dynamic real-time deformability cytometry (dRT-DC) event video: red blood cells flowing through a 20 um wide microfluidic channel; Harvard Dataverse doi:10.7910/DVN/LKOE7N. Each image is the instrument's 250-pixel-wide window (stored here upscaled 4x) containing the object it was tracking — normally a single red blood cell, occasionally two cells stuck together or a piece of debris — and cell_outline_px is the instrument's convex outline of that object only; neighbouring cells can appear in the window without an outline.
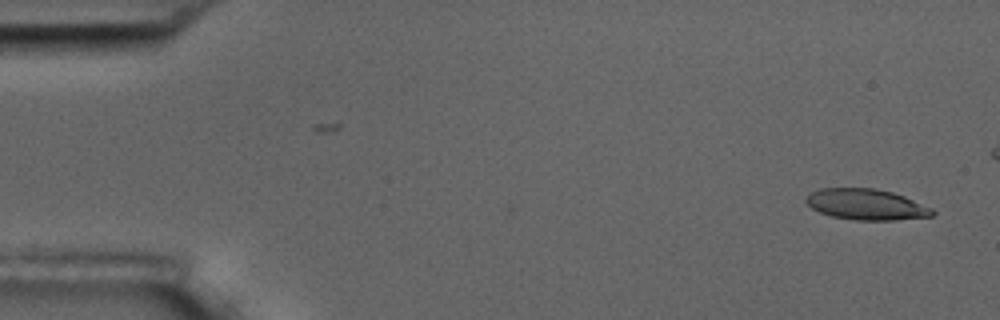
{"species": "common noctule bat (a hibernating species)", "species_latin": "Nyctalus noctula", "temperature_condition": "room temperature", "stored_images_in_passage": 3, "camera_frame_rate_fps": 3000, "um_per_image_px": 0.085, "animal": {"sex": "male", "body_mass_g": 17.5, "forearm_length_mm": 52.3}, "frame": {"image": 1, "passage_image": 3, "time_ms": 2.333, "image_size_px": [1000, 320], "cell_outline_px": [[936, 212], [932, 216], [896, 220], [856, 220], [832, 216], [820, 212], [812, 208], [804, 200], [812, 192], [820, 188], [872, 188], [892, 192], [904, 196], [932, 208]], "centroid_in_image_um": [73.65, 17.38], "position_along_channel_um": 11.4, "area_um2": 22.6}}